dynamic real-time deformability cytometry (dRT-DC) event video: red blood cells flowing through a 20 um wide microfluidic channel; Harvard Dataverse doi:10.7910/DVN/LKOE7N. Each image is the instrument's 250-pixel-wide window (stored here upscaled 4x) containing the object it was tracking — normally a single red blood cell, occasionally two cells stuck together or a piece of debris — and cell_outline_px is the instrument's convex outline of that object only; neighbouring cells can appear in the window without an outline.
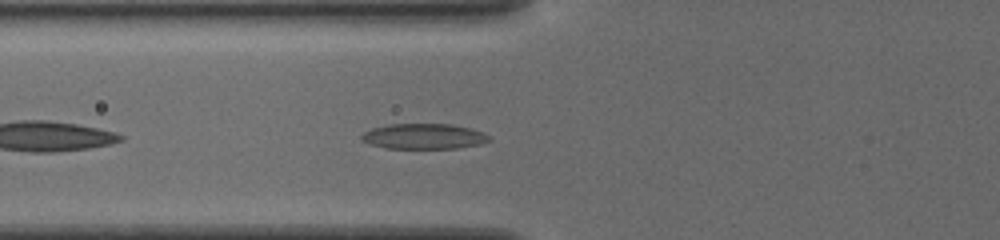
{"species": "common noctule bat (a hibernating species)", "species_latin": "Nyctalus noctula", "temperature_condition": "cold", "stored_images_in_passage": 38, "camera_frame_rate_fps": 3000, "um_per_image_px": 0.085, "animal": {"sex": "female", "body_mass_g": 19.5, "forearm_length_mm": 54.1}, "frame": {"image": 1, "passage_image": 5, "time_ms": 1.333, "image_size_px": [1000, 240], "cell_outline_px": [[488, 140], [480, 144], [456, 148], [384, 148], [368, 144], [360, 140], [360, 136], [364, 132], [372, 128], [388, 124], [448, 124], [468, 128], [484, 132], [488, 136]], "centroid_in_image_um": [35.94, 11.59], "position_along_channel_um": 89.9, "area_um2": 18.79}}
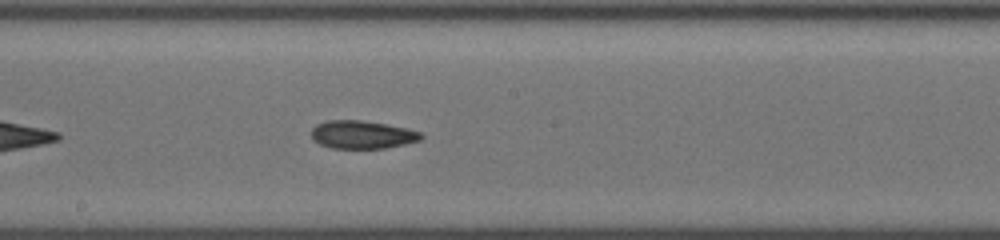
{"frame": {"image": 2, "passage_image": 15, "time_ms": 4.667, "image_size_px": [1000, 240], "cell_outline_px": [[424, 136], [420, 140], [404, 144], [384, 148], [332, 148], [320, 144], [312, 140], [312, 128], [316, 124], [328, 120], [360, 120], [384, 124], [404, 128], [420, 132]], "centroid_in_image_um": [30.75, 11.44], "position_along_channel_um": 217.5, "area_um2": 17.74}}
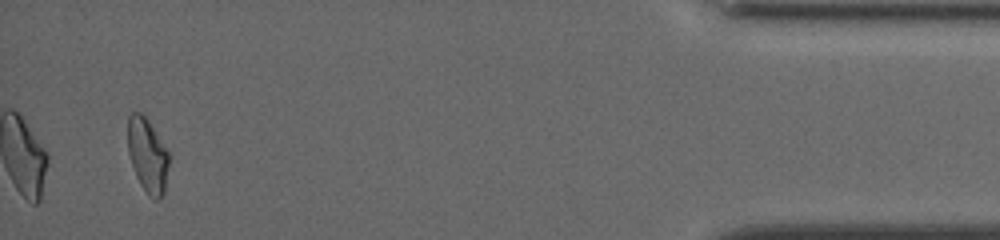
{"frame": {"image": 3, "passage_image": 36, "time_ms": 11.667, "image_size_px": [1000, 240], "cell_outline_px": [[168, 164], [164, 192], [160, 200], [156, 200], [148, 196], [140, 184], [136, 176], [128, 152], [128, 116], [132, 112], [140, 112], [148, 120], [168, 152]], "centroid_in_image_um": [12.52, 13.22], "position_along_channel_um": 422.7, "area_um2": 17.57}, "authors_computed_cell_mechanics": {"area_um2": 17.6001, "velocity_mm_per_s": 3.8256, "shape_relaxation_time_tau1_ms": 6.2277, "shape_relaxation_time_tau2_ms": 2.0299, "deformation_change_tau1": 0.1572, "deformation_change_tau2": 0.0889}}